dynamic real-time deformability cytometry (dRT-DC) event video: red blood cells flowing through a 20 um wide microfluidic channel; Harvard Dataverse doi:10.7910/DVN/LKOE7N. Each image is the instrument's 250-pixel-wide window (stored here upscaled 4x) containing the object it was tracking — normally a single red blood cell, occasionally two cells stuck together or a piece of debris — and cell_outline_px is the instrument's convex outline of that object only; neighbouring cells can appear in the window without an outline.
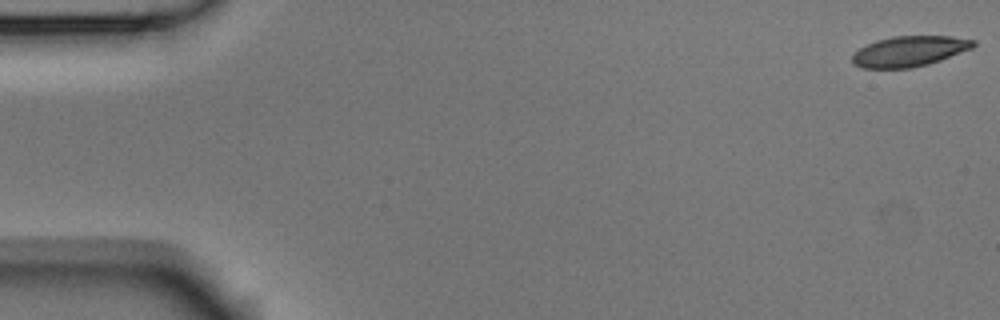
{"species": "Egyptian fruit bat (a non-hibernating species)", "species_latin": "Rousettus aegyptiacus", "temperature_condition": "room temperature", "stored_images_in_passage": 53, "camera_frame_rate_fps": 3000, "um_per_image_px": 0.085, "animal": {"sex": "male"}, "frame": {"image": 1, "passage_image": 1, "time_ms": 0.0, "image_size_px": [1000, 320], "cell_outline_px": [[976, 44], [972, 48], [940, 60], [928, 64], [912, 68], [860, 68], [852, 64], [852, 52], [876, 40], [892, 36], [952, 36], [976, 40]], "centroid_in_image_um": [77.27, 4.36], "position_along_channel_um": 7.7, "area_um2": 21.62}}
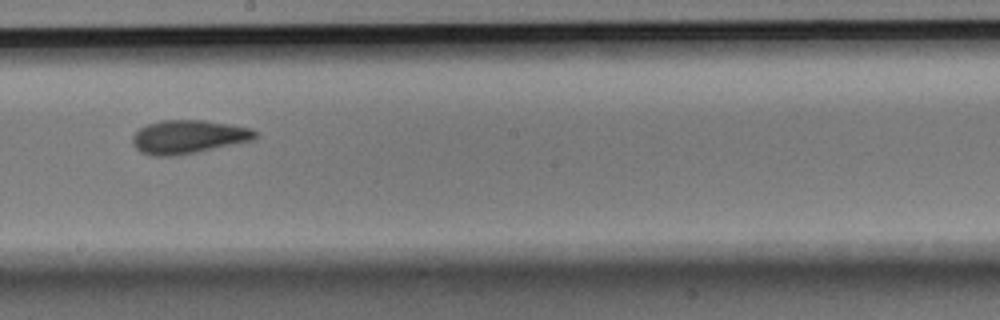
{"frame": {"image": 2, "passage_image": 30, "time_ms": 9.667, "image_size_px": [1000, 320], "cell_outline_px": [[256, 136], [252, 140], [196, 152], [176, 156], [152, 156], [140, 152], [132, 144], [132, 136], [140, 128], [148, 124], [160, 120], [204, 120], [252, 128], [256, 132]], "centroid_in_image_um": [15.96, 11.63], "position_along_channel_um": 232.2, "area_um2": 23.87}}
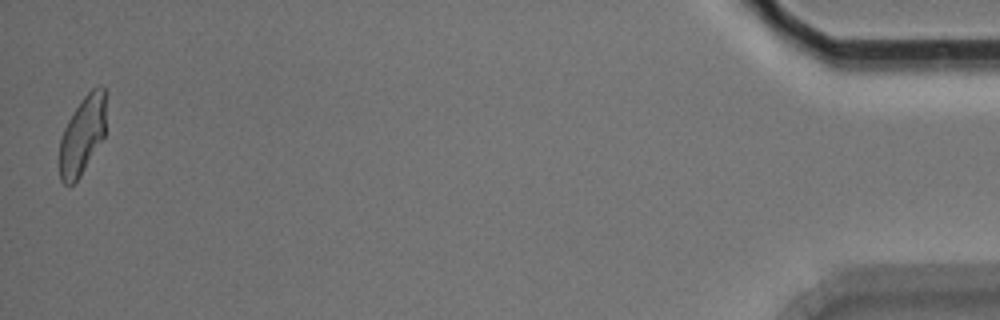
{"frame": {"image": 3, "passage_image": 53, "time_ms": 17.333, "image_size_px": [1000, 320], "cell_outline_px": [[104, 136], [80, 176], [72, 184], [64, 184], [60, 180], [60, 140], [64, 128], [68, 120], [84, 96], [92, 88], [100, 84], [104, 88]], "centroid_in_image_um": [6.98, 11.5], "position_along_channel_um": 428.2, "area_um2": 20.63}, "authors_computed_cell_mechanics": {"area_um2": 22.831, "velocity_mm_per_s": 3.7575, "shape_relaxation_time_tau1_ms": 5.7588, "shape_relaxation_time_tau2_ms": 2.0847, "deformation_change_tau1": 0.1506, "deformation_change_tau2": 0.0782}}